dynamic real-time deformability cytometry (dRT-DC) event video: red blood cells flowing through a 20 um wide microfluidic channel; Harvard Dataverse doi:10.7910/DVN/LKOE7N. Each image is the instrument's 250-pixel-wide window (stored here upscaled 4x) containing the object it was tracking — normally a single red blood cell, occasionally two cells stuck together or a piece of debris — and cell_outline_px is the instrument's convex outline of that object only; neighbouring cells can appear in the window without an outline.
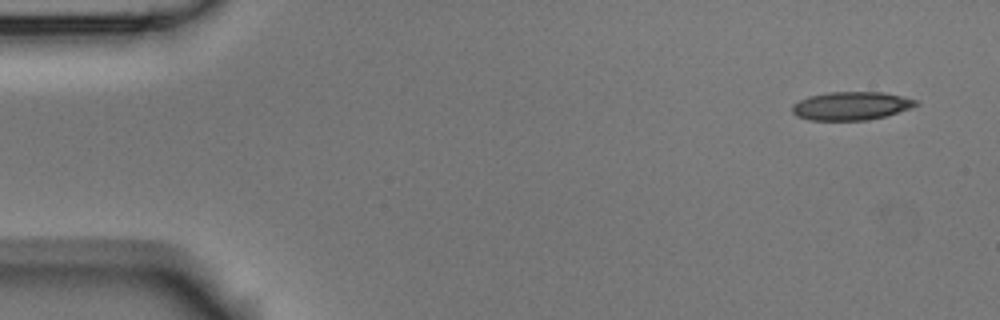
{"species": "Egyptian fruit bat (a non-hibernating species)", "species_latin": "Rousettus aegyptiacus", "temperature_condition": "room temperature", "stored_images_in_passage": 13, "camera_frame_rate_fps": 3000, "um_per_image_px": 0.085, "animal": {"sex": "male"}, "frame": {"image": 1, "passage_image": 1, "time_ms": 0.0, "image_size_px": [1000, 320], "cell_outline_px": [[920, 104], [912, 108], [884, 116], [868, 120], [808, 120], [796, 116], [792, 112], [792, 104], [808, 96], [828, 92], [884, 92], [916, 100]], "centroid_in_image_um": [72.33, 9.0], "position_along_channel_um": 12.7, "area_um2": 20.46}}
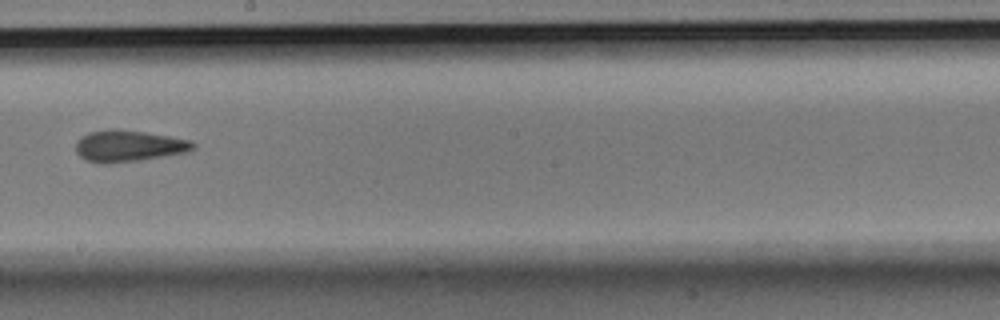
{"frame": {"image": 2, "passage_image": 8, "time_ms": 2.333, "image_size_px": [1000, 320], "cell_outline_px": [[196, 148], [188, 152], [140, 160], [108, 164], [100, 164], [84, 160], [76, 152], [76, 140], [80, 136], [88, 132], [108, 128], [120, 128], [192, 140], [196, 144]], "centroid_in_image_um": [10.9, 12.4], "position_along_channel_um": 237.3, "area_um2": 22.02}}
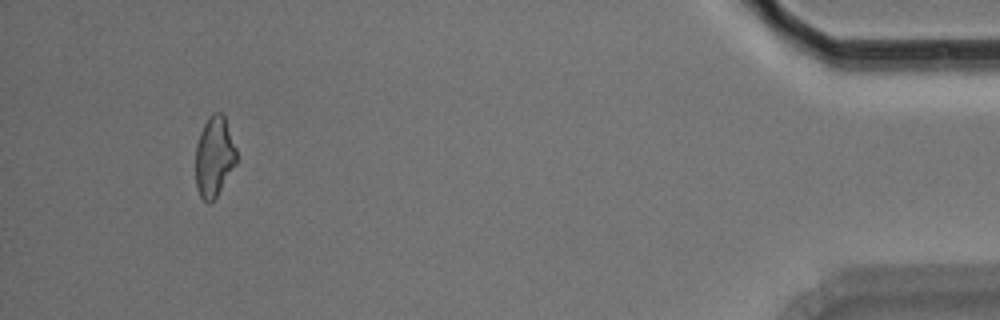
{"frame": {"image": 3, "passage_image": 13, "time_ms": 4.0, "image_size_px": [1000, 320], "cell_outline_px": [[236, 164], [216, 196], [208, 204], [200, 196], [196, 188], [196, 144], [200, 132], [208, 116], [212, 112], [220, 112], [224, 116], [236, 148]], "centroid_in_image_um": [18.2, 13.3], "position_along_channel_um": 417.0, "area_um2": 19.02}}